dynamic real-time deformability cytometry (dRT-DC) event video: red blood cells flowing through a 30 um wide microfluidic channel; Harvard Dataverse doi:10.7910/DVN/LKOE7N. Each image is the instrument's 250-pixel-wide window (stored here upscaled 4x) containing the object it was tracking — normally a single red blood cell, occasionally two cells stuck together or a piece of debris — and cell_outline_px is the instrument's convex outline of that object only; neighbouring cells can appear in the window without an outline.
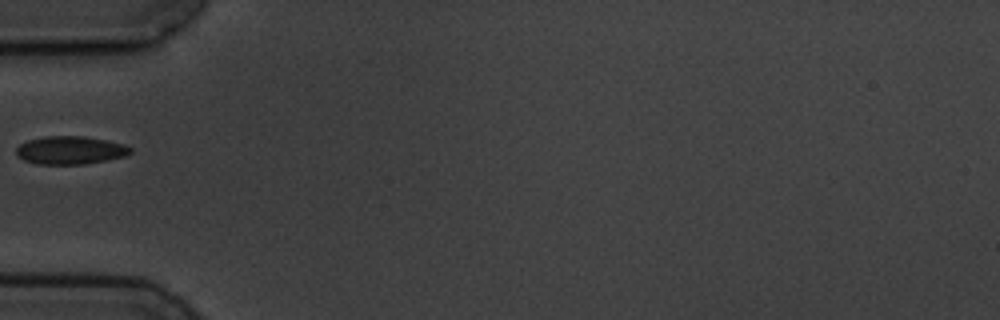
{"species": "common noctule bat (a hibernating species)", "species_latin": "Nyctalus noctula", "temperature_condition": "cold", "stored_images_in_passage": 2, "camera_frame_rate_fps": 3000, "um_per_image_px": 0.085, "animal": {"sex": "male", "body_mass_g": 19.5, "forearm_length_mm": 54.6}, "frame": {"image": 1, "passage_image": 1, "time_ms": 0.0, "image_size_px": [1000, 320], "cell_outline_px": [[132, 152], [124, 156], [84, 164], [36, 164], [24, 160], [16, 156], [16, 148], [20, 144], [28, 140], [44, 136], [84, 136], [124, 144], [132, 148]], "centroid_in_image_um": [5.94, 12.77], "position_along_channel_um": 79.1, "area_um2": 18.61}}
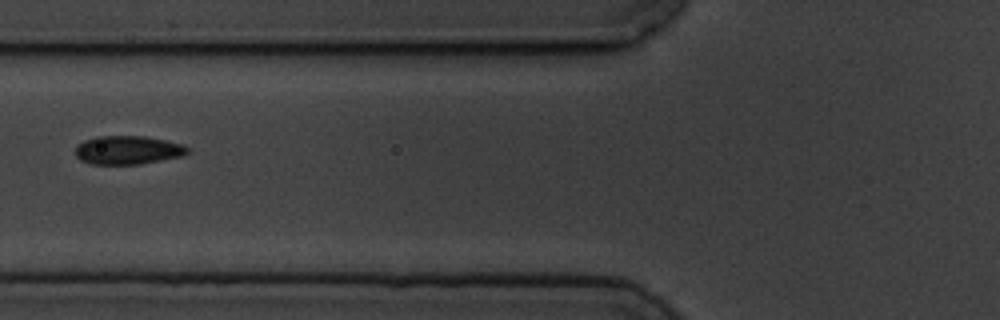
{"frame": {"image": 2, "passage_image": 2, "time_ms": 1.0, "image_size_px": [1000, 320], "cell_outline_px": [[192, 152], [184, 156], [140, 164], [88, 164], [80, 160], [76, 156], [76, 144], [84, 140], [96, 136], [144, 136], [184, 144]], "centroid_in_image_um": [10.88, 12.76], "position_along_channel_um": 114.9, "area_um2": 18.96}}